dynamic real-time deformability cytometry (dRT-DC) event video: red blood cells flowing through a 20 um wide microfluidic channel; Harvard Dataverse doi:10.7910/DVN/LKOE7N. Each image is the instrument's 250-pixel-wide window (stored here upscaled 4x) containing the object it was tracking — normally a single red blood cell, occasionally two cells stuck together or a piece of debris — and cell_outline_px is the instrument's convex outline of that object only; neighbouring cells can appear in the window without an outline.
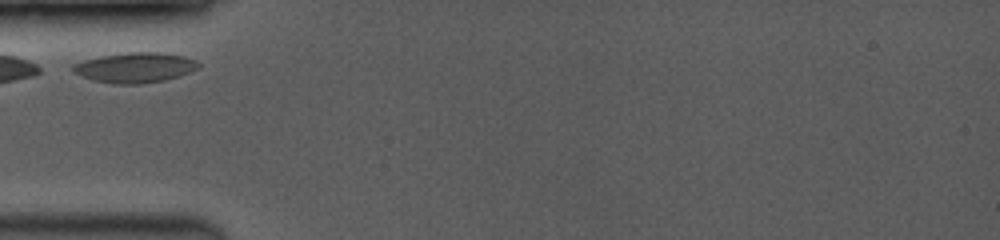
{"species": "common noctule bat (a hibernating species)", "species_latin": "Nyctalus noctula", "temperature_condition": "room temperature", "stored_images_in_passage": 17, "camera_frame_rate_fps": 3500, "um_per_image_px": 0.085, "animal": {"sex": "female", "body_mass_g": 19.0, "forearm_length_mm": 53.3}, "frame": {"image": 1, "passage_image": 1, "time_ms": 0.0, "image_size_px": [1000, 240], "cell_outline_px": [[200, 68], [180, 76], [164, 80], [140, 84], [116, 84], [92, 80], [72, 72], [72, 64], [84, 60], [100, 56], [128, 52], [160, 52], [184, 56], [196, 60], [200, 64]], "centroid_in_image_um": [11.49, 5.74], "position_along_channel_um": 73.5, "area_um2": 22.2}}
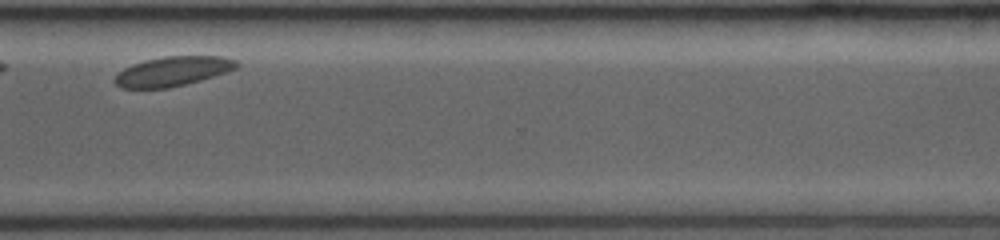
{"frame": {"image": 2, "passage_image": 15, "time_ms": 7.714, "image_size_px": [1000, 240], "cell_outline_px": [[240, 64], [236, 68], [200, 80], [168, 88], [120, 88], [116, 84], [116, 76], [124, 68], [132, 64], [144, 60], [164, 56], [224, 56], [236, 60]], "centroid_in_image_um": [14.69, 6.05], "position_along_channel_um": 355.9, "area_um2": 20.75}}
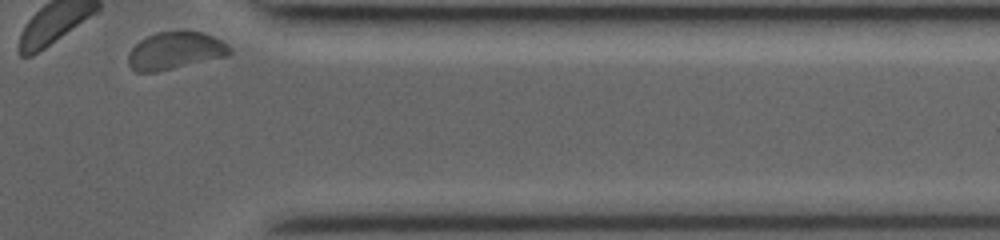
{"frame": {"image": 3, "passage_image": 17, "time_ms": 8.857, "image_size_px": [1000, 240], "cell_outline_px": [[232, 52], [228, 56], [156, 72], [136, 72], [128, 64], [128, 52], [140, 40], [156, 32], [204, 32], [228, 44], [232, 48]], "centroid_in_image_um": [14.9, 4.32], "position_along_channel_um": 396.5, "area_um2": 22.02}}